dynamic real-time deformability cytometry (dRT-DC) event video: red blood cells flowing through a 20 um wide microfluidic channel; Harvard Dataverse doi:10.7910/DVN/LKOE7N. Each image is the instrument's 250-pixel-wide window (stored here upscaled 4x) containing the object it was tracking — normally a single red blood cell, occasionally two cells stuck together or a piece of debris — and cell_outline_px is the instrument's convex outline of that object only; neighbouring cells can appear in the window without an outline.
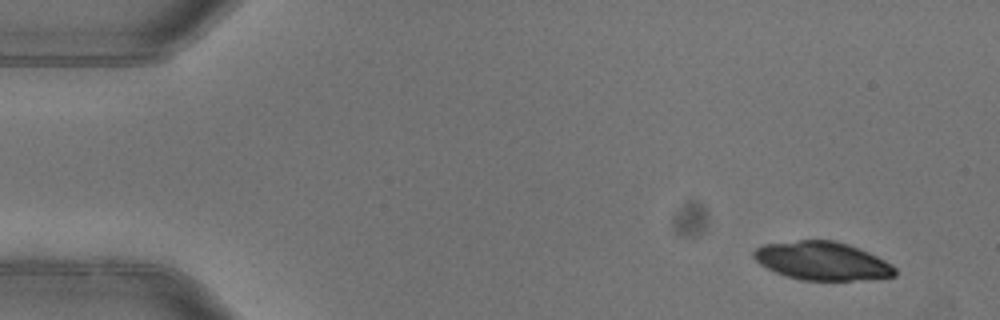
{"species": "common noctule bat (a hibernating species)", "species_latin": "Nyctalus noctula", "temperature_condition": "warm", "stored_images_in_passage": 4, "camera_frame_rate_fps": 3000, "um_per_image_px": 0.085, "animal": {"sex": "female"}, "frame": {"image": 1, "passage_image": 1, "time_ms": 0.0, "image_size_px": [1000, 320], "cell_outline_px": [[896, 276], [852, 280], [800, 280], [784, 276], [760, 264], [752, 256], [752, 252], [756, 248], [764, 244], [800, 240], [832, 240], [848, 244], [860, 248], [892, 264], [896, 268]], "centroid_in_image_um": [69.87, 22.17], "position_along_channel_um": 15.1, "area_um2": 31.5}}
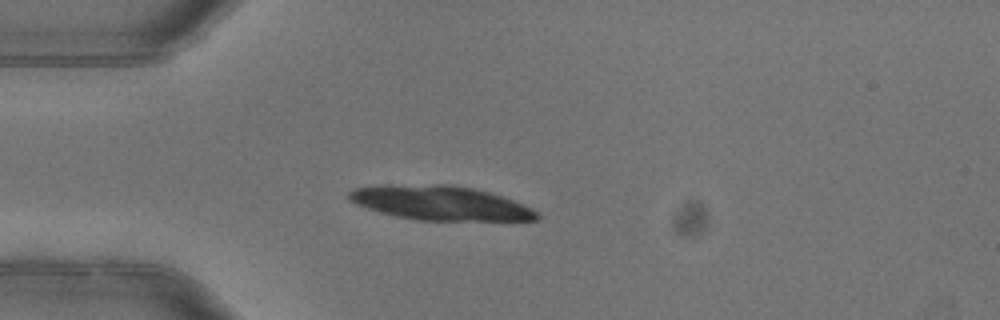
{"frame": {"image": 2, "passage_image": 4, "time_ms": 1.0, "image_size_px": [1000, 320], "cell_outline_px": [[540, 216], [536, 220], [416, 220], [396, 216], [380, 212], [356, 204], [348, 200], [348, 192], [352, 188], [388, 184], [448, 184], [472, 188], [488, 192], [512, 200], [532, 208]], "centroid_in_image_um": [37.36, 17.24], "position_along_channel_um": 47.6, "area_um2": 37.45}}